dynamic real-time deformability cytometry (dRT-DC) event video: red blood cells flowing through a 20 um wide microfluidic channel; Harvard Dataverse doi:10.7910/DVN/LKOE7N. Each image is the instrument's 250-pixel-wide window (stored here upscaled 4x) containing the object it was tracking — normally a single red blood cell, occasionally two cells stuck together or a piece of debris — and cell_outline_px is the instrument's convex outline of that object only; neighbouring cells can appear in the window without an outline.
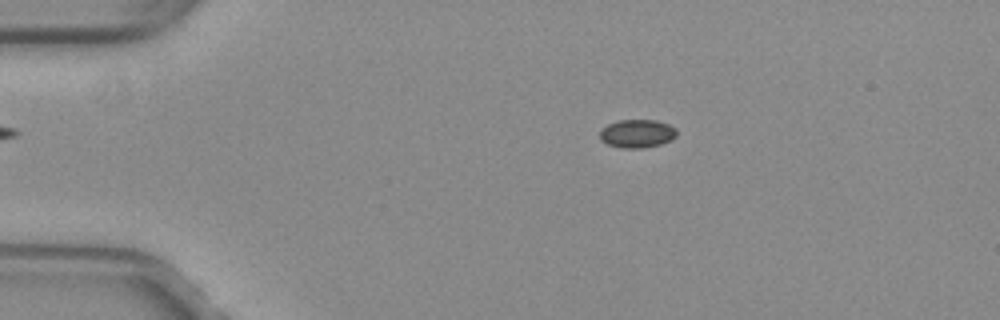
{"species": "common noctule bat (a hibernating species)", "species_latin": "Nyctalus noctula", "temperature_condition": "warm", "stored_images_in_passage": 22, "camera_frame_rate_fps": 3000, "um_per_image_px": 0.085, "animal": {"sex": "female", "body_mass_g": 29.2, "forearm_length_mm": 56.3}, "frame": {"image": 1, "passage_image": 3, "time_ms": 0.667, "image_size_px": [1000, 320], "cell_outline_px": [[676, 136], [672, 140], [660, 144], [644, 148], [620, 148], [608, 144], [600, 140], [600, 132], [608, 124], [620, 120], [656, 120], [668, 124], [676, 128]], "centroid_in_image_um": [54.17, 11.36], "position_along_channel_um": 30.8, "area_um2": 12.66}}
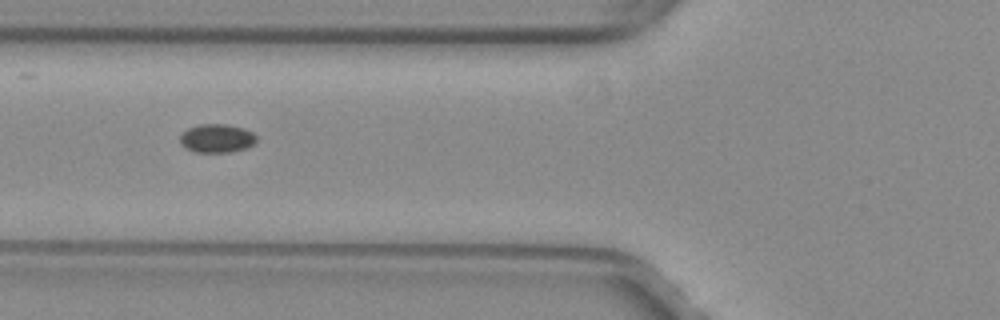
{"frame": {"image": 2, "passage_image": 13, "time_ms": 4.0, "image_size_px": [1000, 320], "cell_outline_px": [[256, 140], [248, 148], [232, 152], [196, 152], [184, 148], [180, 144], [180, 136], [188, 128], [200, 124], [228, 124], [244, 128], [252, 132], [256, 136]], "centroid_in_image_um": [18.43, 11.76], "position_along_channel_um": 107.4, "area_um2": 12.83}}
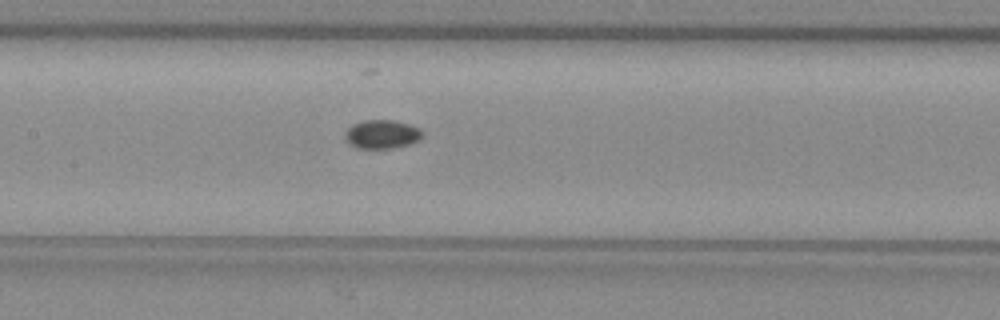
{"frame": {"image": 3, "passage_image": 18, "time_ms": 5.667, "image_size_px": [1000, 320], "cell_outline_px": [[420, 140], [396, 148], [356, 148], [348, 144], [344, 136], [348, 128], [352, 124], [364, 120], [392, 120], [408, 124], [420, 128]], "centroid_in_image_um": [32.42, 11.42], "position_along_channel_um": 175.0, "area_um2": 12.89}}